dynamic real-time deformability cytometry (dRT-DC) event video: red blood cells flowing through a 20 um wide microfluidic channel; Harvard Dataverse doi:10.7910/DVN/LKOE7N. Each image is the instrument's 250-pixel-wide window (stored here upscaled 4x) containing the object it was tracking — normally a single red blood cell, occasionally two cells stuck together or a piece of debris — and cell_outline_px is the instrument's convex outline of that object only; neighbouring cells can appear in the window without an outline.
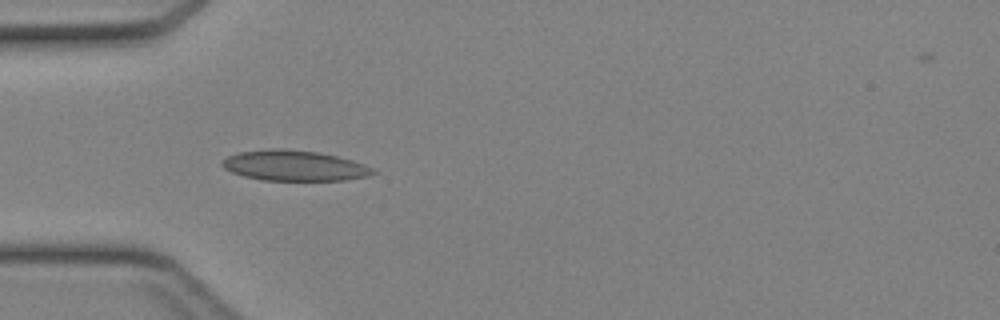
{"species": "Egyptian fruit bat (a non-hibernating species)", "species_latin": "Rousettus aegyptiacus", "temperature_condition": "cold", "stored_images_in_passage": 32, "camera_frame_rate_fps": 3000, "um_per_image_px": 0.085, "animal": {"sex": "female"}, "frame": {"image": 1, "passage_image": 1, "time_ms": 0.0, "image_size_px": [1000, 320], "cell_outline_px": [[376, 172], [368, 176], [344, 180], [264, 180], [244, 176], [232, 172], [224, 168], [220, 164], [220, 160], [228, 156], [240, 152], [268, 148], [284, 148], [316, 152], [336, 156], [352, 160], [364, 164], [372, 168]], "centroid_in_image_um": [24.98, 14.07], "position_along_channel_um": 60.0, "area_um2": 26.7}}
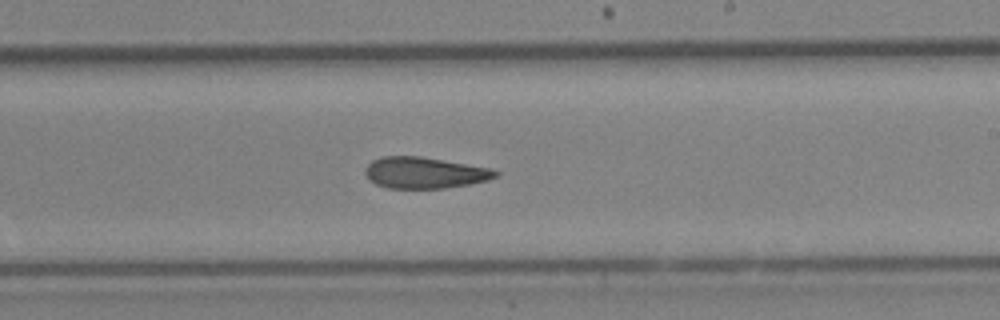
{"frame": {"image": 2, "passage_image": 14, "time_ms": 4.333, "image_size_px": [1000, 320], "cell_outline_px": [[500, 172], [496, 176], [488, 180], [468, 184], [444, 188], [388, 188], [376, 184], [368, 180], [364, 172], [368, 164], [372, 160], [380, 156], [420, 156], [488, 168]], "centroid_in_image_um": [36.03, 14.68], "position_along_channel_um": 253.0, "area_um2": 23.58}}
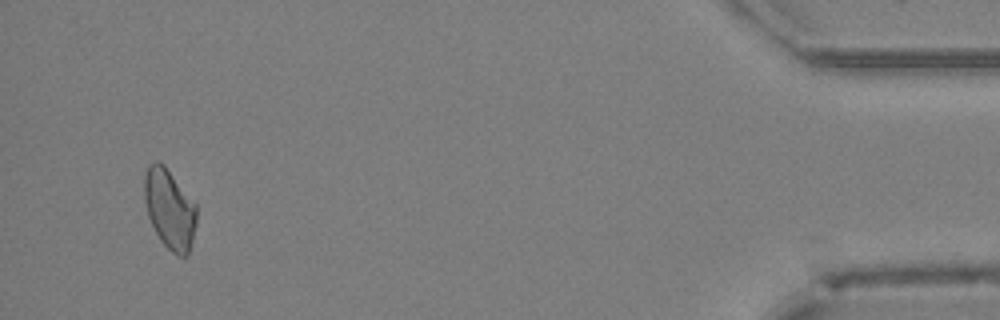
{"frame": {"image": 3, "passage_image": 30, "time_ms": 9.667, "image_size_px": [1000, 320], "cell_outline_px": [[196, 224], [192, 244], [188, 256], [180, 256], [172, 252], [160, 240], [148, 216], [144, 200], [144, 176], [148, 168], [156, 160], [164, 164], [196, 204]], "centroid_in_image_um": [14.43, 17.78], "position_along_channel_um": 420.8, "area_um2": 24.22}}